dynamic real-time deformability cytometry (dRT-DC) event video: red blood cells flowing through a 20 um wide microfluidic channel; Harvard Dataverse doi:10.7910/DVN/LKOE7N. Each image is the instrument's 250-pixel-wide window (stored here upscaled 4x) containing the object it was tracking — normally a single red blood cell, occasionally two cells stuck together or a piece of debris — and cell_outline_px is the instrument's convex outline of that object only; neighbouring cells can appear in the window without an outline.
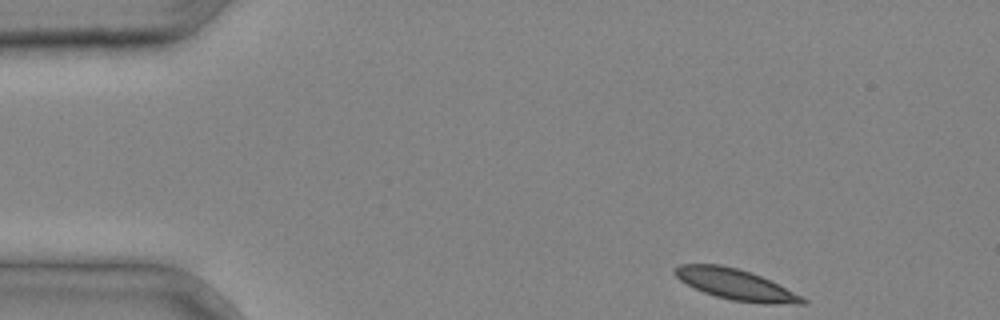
{"species": "common noctule bat (a hibernating species)", "species_latin": "Nyctalus noctula", "temperature_condition": "cold", "stored_images_in_passage": 10, "camera_frame_rate_fps": 3000, "um_per_image_px": 0.085, "animal": {"sex": "male", "body_mass_g": 20.4}, "frame": {"image": 1, "passage_image": 1, "time_ms": 0.0, "image_size_px": [1000, 320], "cell_outline_px": [[808, 304], [764, 304], [732, 300], [716, 296], [704, 292], [680, 280], [672, 272], [672, 268], [680, 264], [720, 264], [736, 268], [760, 276], [808, 300]], "centroid_in_image_um": [62.49, 24.18], "position_along_channel_um": 22.5, "area_um2": 22.48}}
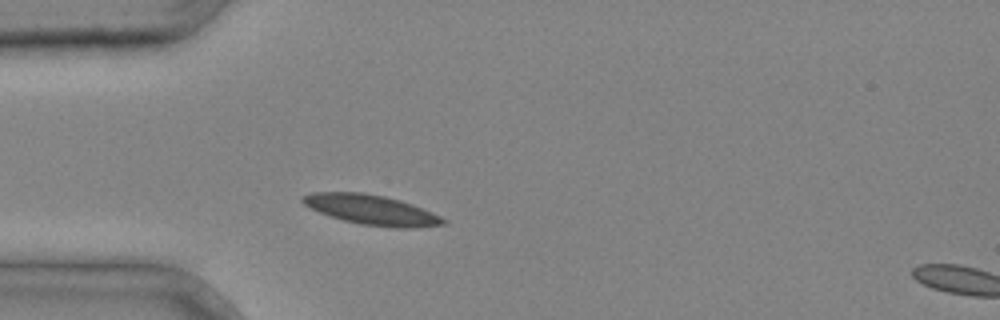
{"frame": {"image": 2, "passage_image": 7, "time_ms": 2.0, "image_size_px": [1000, 320], "cell_outline_px": [[448, 224], [416, 228], [396, 228], [360, 224], [344, 220], [320, 212], [304, 204], [300, 200], [300, 196], [312, 192], [364, 192], [384, 196], [400, 200], [412, 204], [432, 212], [448, 220]], "centroid_in_image_um": [31.61, 17.83], "position_along_channel_um": 53.4, "area_um2": 24.57}}